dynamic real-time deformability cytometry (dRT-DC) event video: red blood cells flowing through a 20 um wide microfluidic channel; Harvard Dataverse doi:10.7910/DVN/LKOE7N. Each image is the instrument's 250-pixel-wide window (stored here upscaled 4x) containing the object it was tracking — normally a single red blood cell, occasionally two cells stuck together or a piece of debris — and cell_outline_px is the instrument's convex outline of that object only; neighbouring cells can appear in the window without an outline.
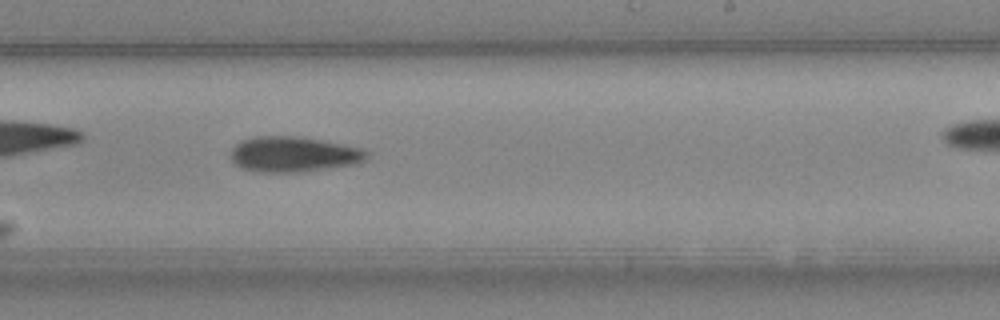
{"species": "Egyptian fruit bat (a non-hibernating species)", "species_latin": "Rousettus aegyptiacus", "temperature_condition": "cold", "stored_images_in_passage": 36, "camera_frame_rate_fps": 3000, "um_per_image_px": 0.085, "animal": {"sex": "female"}, "frame": {"image": 1, "passage_image": 26, "time_ms": 8.333, "image_size_px": [1000, 320], "cell_outline_px": [[368, 156], [360, 164], [296, 172], [260, 172], [244, 168], [236, 164], [232, 160], [232, 148], [236, 144], [244, 140], [256, 136], [296, 136], [320, 140], [360, 148], [368, 152]], "centroid_in_image_um": [24.97, 13.12], "position_along_channel_um": 264.0, "area_um2": 27.69}}